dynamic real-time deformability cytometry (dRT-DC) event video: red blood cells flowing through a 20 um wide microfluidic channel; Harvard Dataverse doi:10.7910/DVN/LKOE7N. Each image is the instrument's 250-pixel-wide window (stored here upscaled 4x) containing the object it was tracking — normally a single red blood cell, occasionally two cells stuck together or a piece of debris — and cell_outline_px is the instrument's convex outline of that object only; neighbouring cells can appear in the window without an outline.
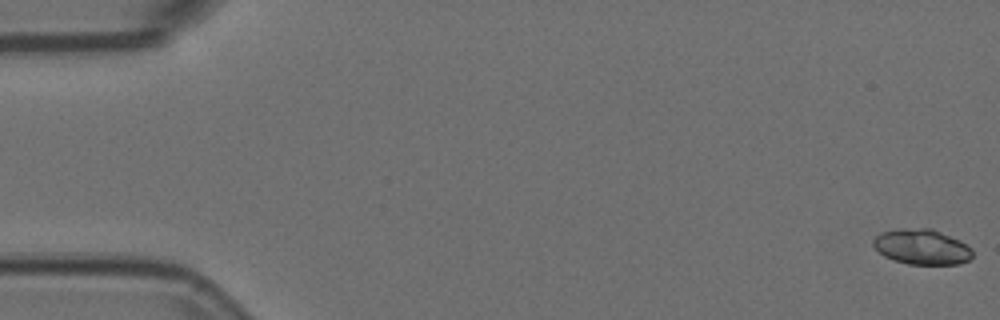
{"species": "Egyptian fruit bat (a non-hibernating species)", "species_latin": "Rousettus aegyptiacus", "temperature_condition": "room temperature", "stored_images_in_passage": 55, "camera_frame_rate_fps": 3000, "um_per_image_px": 0.085, "animal": {"sex": "female"}, "frame": {"image": 1, "passage_image": 1, "time_ms": 0.0, "image_size_px": [1000, 320], "cell_outline_px": [[972, 256], [968, 260], [960, 264], [908, 264], [884, 256], [872, 244], [872, 240], [880, 232], [900, 228], [932, 228], [960, 240], [972, 248]], "centroid_in_image_um": [78.36, 20.97], "position_along_channel_um": 6.6, "area_um2": 20.46}}
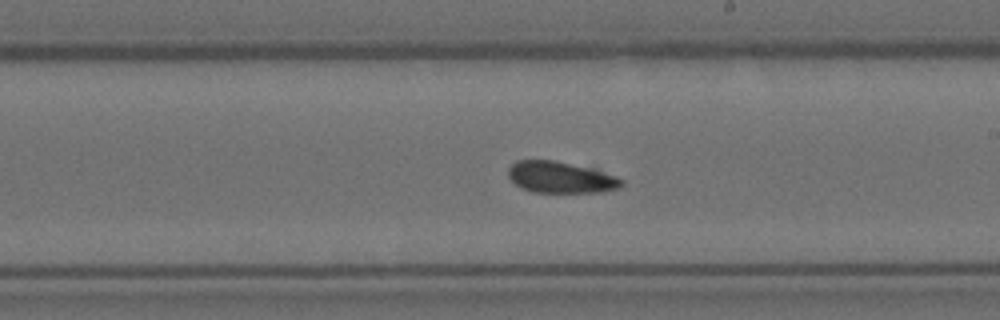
{"frame": {"image": 2, "passage_image": 32, "time_ms": 10.333, "image_size_px": [1000, 320], "cell_outline_px": [[624, 184], [620, 188], [600, 192], [532, 192], [520, 188], [508, 176], [508, 168], [516, 160], [556, 160], [596, 168], [616, 176], [624, 180]], "centroid_in_image_um": [47.69, 15.06], "position_along_channel_um": 241.3, "area_um2": 21.15}}
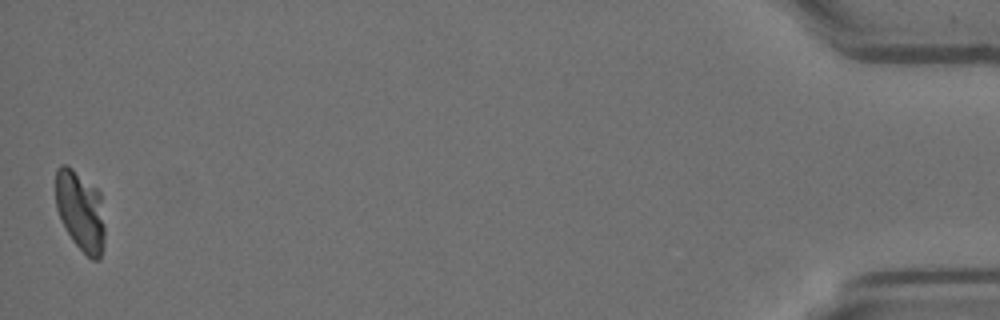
{"frame": {"image": 3, "passage_image": 55, "time_ms": 18.0, "image_size_px": [1000, 320], "cell_outline_px": [[104, 248], [100, 260], [92, 260], [72, 240], [56, 208], [56, 168], [60, 164], [68, 164], [96, 188], [100, 192], [104, 224]], "centroid_in_image_um": [6.85, 17.91], "position_along_channel_um": 428.4, "area_um2": 23.0}}